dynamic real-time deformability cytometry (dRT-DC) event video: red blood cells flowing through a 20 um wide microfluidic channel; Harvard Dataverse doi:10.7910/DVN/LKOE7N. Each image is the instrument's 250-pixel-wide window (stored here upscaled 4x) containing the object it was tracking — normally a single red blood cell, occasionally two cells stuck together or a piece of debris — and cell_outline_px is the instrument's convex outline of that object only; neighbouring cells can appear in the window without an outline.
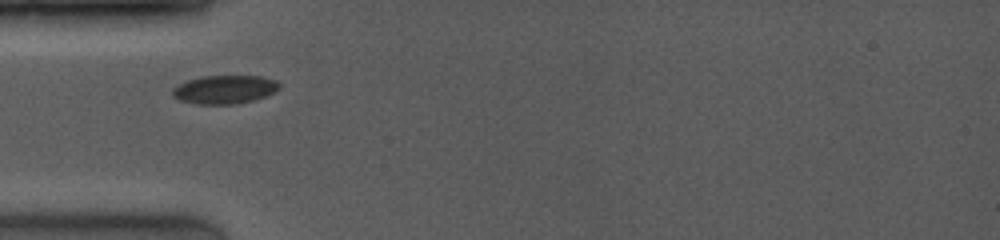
{"species": "common noctule bat (a hibernating species)", "species_latin": "Nyctalus noctula", "temperature_condition": "room temperature", "stored_images_in_passage": 2, "camera_frame_rate_fps": 4000, "um_per_image_px": 0.085, "animal": {"sex": "female", "body_mass_g": 19.0, "forearm_length_mm": 53.3}, "frame": {"image": 1, "passage_image": 1, "time_ms": 0.0, "image_size_px": [1000, 240], "cell_outline_px": [[280, 88], [276, 92], [252, 100], [236, 104], [196, 104], [180, 100], [172, 96], [172, 88], [188, 80], [200, 76], [260, 76], [276, 80], [280, 84]], "centroid_in_image_um": [19.09, 7.6], "position_along_channel_um": 65.9, "area_um2": 17.74}}
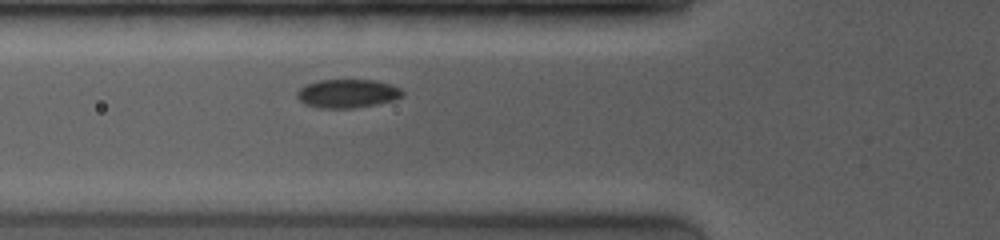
{"frame": {"image": 2, "passage_image": 2, "time_ms": 0.75, "image_size_px": [1000, 240], "cell_outline_px": [[404, 96], [392, 100], [376, 104], [352, 108], [320, 108], [304, 104], [296, 96], [296, 92], [300, 88], [308, 84], [320, 80], [376, 80], [400, 88], [404, 92]], "centroid_in_image_um": [29.53, 7.95], "position_along_channel_um": 96.3, "area_um2": 17.46}}